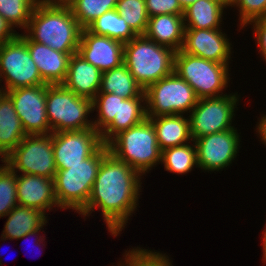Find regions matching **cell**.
<instances>
[{
    "mask_svg": "<svg viewBox=\"0 0 266 266\" xmlns=\"http://www.w3.org/2000/svg\"><path fill=\"white\" fill-rule=\"evenodd\" d=\"M140 179L137 170L108 152L101 161L87 205L79 214L86 217L99 208L111 235L118 236L137 209Z\"/></svg>",
    "mask_w": 266,
    "mask_h": 266,
    "instance_id": "cell-1",
    "label": "cell"
},
{
    "mask_svg": "<svg viewBox=\"0 0 266 266\" xmlns=\"http://www.w3.org/2000/svg\"><path fill=\"white\" fill-rule=\"evenodd\" d=\"M82 30L70 6L39 0L24 33L31 41L47 45L53 50L77 53Z\"/></svg>",
    "mask_w": 266,
    "mask_h": 266,
    "instance_id": "cell-2",
    "label": "cell"
},
{
    "mask_svg": "<svg viewBox=\"0 0 266 266\" xmlns=\"http://www.w3.org/2000/svg\"><path fill=\"white\" fill-rule=\"evenodd\" d=\"M175 52L145 35H137L124 43L123 63L145 90L149 85L174 72Z\"/></svg>",
    "mask_w": 266,
    "mask_h": 266,
    "instance_id": "cell-3",
    "label": "cell"
},
{
    "mask_svg": "<svg viewBox=\"0 0 266 266\" xmlns=\"http://www.w3.org/2000/svg\"><path fill=\"white\" fill-rule=\"evenodd\" d=\"M106 145L114 157L142 176L161 162L162 151L157 143L156 131L147 117L139 124L121 131Z\"/></svg>",
    "mask_w": 266,
    "mask_h": 266,
    "instance_id": "cell-4",
    "label": "cell"
},
{
    "mask_svg": "<svg viewBox=\"0 0 266 266\" xmlns=\"http://www.w3.org/2000/svg\"><path fill=\"white\" fill-rule=\"evenodd\" d=\"M108 152L107 145L102 144L81 164L57 169L54 181L60 209L70 208L80 213L86 207L101 161Z\"/></svg>",
    "mask_w": 266,
    "mask_h": 266,
    "instance_id": "cell-5",
    "label": "cell"
},
{
    "mask_svg": "<svg viewBox=\"0 0 266 266\" xmlns=\"http://www.w3.org/2000/svg\"><path fill=\"white\" fill-rule=\"evenodd\" d=\"M92 100L77 96L62 84H47L46 113L52 133L94 128L88 120Z\"/></svg>",
    "mask_w": 266,
    "mask_h": 266,
    "instance_id": "cell-6",
    "label": "cell"
},
{
    "mask_svg": "<svg viewBox=\"0 0 266 266\" xmlns=\"http://www.w3.org/2000/svg\"><path fill=\"white\" fill-rule=\"evenodd\" d=\"M174 72L194 89L198 98L225 95L223 91L230 81L227 64L196 57L182 50L175 52Z\"/></svg>",
    "mask_w": 266,
    "mask_h": 266,
    "instance_id": "cell-7",
    "label": "cell"
},
{
    "mask_svg": "<svg viewBox=\"0 0 266 266\" xmlns=\"http://www.w3.org/2000/svg\"><path fill=\"white\" fill-rule=\"evenodd\" d=\"M144 93L147 118L184 115L191 112L199 99L194 89L175 72L149 85Z\"/></svg>",
    "mask_w": 266,
    "mask_h": 266,
    "instance_id": "cell-8",
    "label": "cell"
},
{
    "mask_svg": "<svg viewBox=\"0 0 266 266\" xmlns=\"http://www.w3.org/2000/svg\"><path fill=\"white\" fill-rule=\"evenodd\" d=\"M0 78L5 80V87H0L2 92L46 84L30 56L25 33L0 44Z\"/></svg>",
    "mask_w": 266,
    "mask_h": 266,
    "instance_id": "cell-9",
    "label": "cell"
},
{
    "mask_svg": "<svg viewBox=\"0 0 266 266\" xmlns=\"http://www.w3.org/2000/svg\"><path fill=\"white\" fill-rule=\"evenodd\" d=\"M52 142L53 133L26 135L3 162L15 173L54 178L57 167Z\"/></svg>",
    "mask_w": 266,
    "mask_h": 266,
    "instance_id": "cell-10",
    "label": "cell"
},
{
    "mask_svg": "<svg viewBox=\"0 0 266 266\" xmlns=\"http://www.w3.org/2000/svg\"><path fill=\"white\" fill-rule=\"evenodd\" d=\"M238 93L199 98L188 118L193 141L203 136L235 128L232 120L239 103Z\"/></svg>",
    "mask_w": 266,
    "mask_h": 266,
    "instance_id": "cell-11",
    "label": "cell"
},
{
    "mask_svg": "<svg viewBox=\"0 0 266 266\" xmlns=\"http://www.w3.org/2000/svg\"><path fill=\"white\" fill-rule=\"evenodd\" d=\"M27 135L52 133L46 113L47 84L19 87L5 92Z\"/></svg>",
    "mask_w": 266,
    "mask_h": 266,
    "instance_id": "cell-12",
    "label": "cell"
},
{
    "mask_svg": "<svg viewBox=\"0 0 266 266\" xmlns=\"http://www.w3.org/2000/svg\"><path fill=\"white\" fill-rule=\"evenodd\" d=\"M53 153L57 169L81 164L102 144L101 135L95 128L53 133Z\"/></svg>",
    "mask_w": 266,
    "mask_h": 266,
    "instance_id": "cell-13",
    "label": "cell"
},
{
    "mask_svg": "<svg viewBox=\"0 0 266 266\" xmlns=\"http://www.w3.org/2000/svg\"><path fill=\"white\" fill-rule=\"evenodd\" d=\"M239 137L237 129L233 128L195 139L198 168L211 172L229 166L239 152Z\"/></svg>",
    "mask_w": 266,
    "mask_h": 266,
    "instance_id": "cell-14",
    "label": "cell"
},
{
    "mask_svg": "<svg viewBox=\"0 0 266 266\" xmlns=\"http://www.w3.org/2000/svg\"><path fill=\"white\" fill-rule=\"evenodd\" d=\"M221 31V29H185L181 50L196 57L229 65L232 44L227 35Z\"/></svg>",
    "mask_w": 266,
    "mask_h": 266,
    "instance_id": "cell-15",
    "label": "cell"
},
{
    "mask_svg": "<svg viewBox=\"0 0 266 266\" xmlns=\"http://www.w3.org/2000/svg\"><path fill=\"white\" fill-rule=\"evenodd\" d=\"M77 53L103 73L123 63L124 43L84 28Z\"/></svg>",
    "mask_w": 266,
    "mask_h": 266,
    "instance_id": "cell-16",
    "label": "cell"
},
{
    "mask_svg": "<svg viewBox=\"0 0 266 266\" xmlns=\"http://www.w3.org/2000/svg\"><path fill=\"white\" fill-rule=\"evenodd\" d=\"M18 205L38 209L46 214L58 207L54 178L16 173Z\"/></svg>",
    "mask_w": 266,
    "mask_h": 266,
    "instance_id": "cell-17",
    "label": "cell"
},
{
    "mask_svg": "<svg viewBox=\"0 0 266 266\" xmlns=\"http://www.w3.org/2000/svg\"><path fill=\"white\" fill-rule=\"evenodd\" d=\"M25 43L44 82L49 85L62 84L66 78L70 58L74 53L53 50L47 45L31 41L26 35Z\"/></svg>",
    "mask_w": 266,
    "mask_h": 266,
    "instance_id": "cell-18",
    "label": "cell"
},
{
    "mask_svg": "<svg viewBox=\"0 0 266 266\" xmlns=\"http://www.w3.org/2000/svg\"><path fill=\"white\" fill-rule=\"evenodd\" d=\"M102 72L78 53L72 54L62 85L77 96L93 100L100 90Z\"/></svg>",
    "mask_w": 266,
    "mask_h": 266,
    "instance_id": "cell-19",
    "label": "cell"
},
{
    "mask_svg": "<svg viewBox=\"0 0 266 266\" xmlns=\"http://www.w3.org/2000/svg\"><path fill=\"white\" fill-rule=\"evenodd\" d=\"M144 35L174 51L181 50L185 35L183 15L161 14L149 17Z\"/></svg>",
    "mask_w": 266,
    "mask_h": 266,
    "instance_id": "cell-20",
    "label": "cell"
},
{
    "mask_svg": "<svg viewBox=\"0 0 266 266\" xmlns=\"http://www.w3.org/2000/svg\"><path fill=\"white\" fill-rule=\"evenodd\" d=\"M11 98L0 91V158L3 161L26 136Z\"/></svg>",
    "mask_w": 266,
    "mask_h": 266,
    "instance_id": "cell-21",
    "label": "cell"
},
{
    "mask_svg": "<svg viewBox=\"0 0 266 266\" xmlns=\"http://www.w3.org/2000/svg\"><path fill=\"white\" fill-rule=\"evenodd\" d=\"M149 119L155 128L157 143L161 151L193 141L189 118L173 114Z\"/></svg>",
    "mask_w": 266,
    "mask_h": 266,
    "instance_id": "cell-22",
    "label": "cell"
},
{
    "mask_svg": "<svg viewBox=\"0 0 266 266\" xmlns=\"http://www.w3.org/2000/svg\"><path fill=\"white\" fill-rule=\"evenodd\" d=\"M228 0H198L184 9L185 29H220ZM187 21V22H186Z\"/></svg>",
    "mask_w": 266,
    "mask_h": 266,
    "instance_id": "cell-23",
    "label": "cell"
},
{
    "mask_svg": "<svg viewBox=\"0 0 266 266\" xmlns=\"http://www.w3.org/2000/svg\"><path fill=\"white\" fill-rule=\"evenodd\" d=\"M6 216L7 222L1 234V240L21 239L27 233L43 228L47 223V216L42 211L17 205Z\"/></svg>",
    "mask_w": 266,
    "mask_h": 266,
    "instance_id": "cell-24",
    "label": "cell"
},
{
    "mask_svg": "<svg viewBox=\"0 0 266 266\" xmlns=\"http://www.w3.org/2000/svg\"><path fill=\"white\" fill-rule=\"evenodd\" d=\"M143 103V104H142ZM145 93L136 98L124 99L120 102L119 122H111L101 133L103 144H107L121 131L133 127L146 118Z\"/></svg>",
    "mask_w": 266,
    "mask_h": 266,
    "instance_id": "cell-25",
    "label": "cell"
},
{
    "mask_svg": "<svg viewBox=\"0 0 266 266\" xmlns=\"http://www.w3.org/2000/svg\"><path fill=\"white\" fill-rule=\"evenodd\" d=\"M143 92V88L137 83L124 63L102 73L98 93H113L124 99H129L136 98Z\"/></svg>",
    "mask_w": 266,
    "mask_h": 266,
    "instance_id": "cell-26",
    "label": "cell"
},
{
    "mask_svg": "<svg viewBox=\"0 0 266 266\" xmlns=\"http://www.w3.org/2000/svg\"><path fill=\"white\" fill-rule=\"evenodd\" d=\"M87 29L96 35L107 36L123 43L137 36L115 9L98 17Z\"/></svg>",
    "mask_w": 266,
    "mask_h": 266,
    "instance_id": "cell-27",
    "label": "cell"
},
{
    "mask_svg": "<svg viewBox=\"0 0 266 266\" xmlns=\"http://www.w3.org/2000/svg\"><path fill=\"white\" fill-rule=\"evenodd\" d=\"M185 143L162 151L161 164H164L165 171L185 174L197 165V148L195 142L193 145Z\"/></svg>",
    "mask_w": 266,
    "mask_h": 266,
    "instance_id": "cell-28",
    "label": "cell"
},
{
    "mask_svg": "<svg viewBox=\"0 0 266 266\" xmlns=\"http://www.w3.org/2000/svg\"><path fill=\"white\" fill-rule=\"evenodd\" d=\"M124 100L113 93H97L92 100V109L98 112L97 120H92L94 128L101 133L111 122H119L120 102Z\"/></svg>",
    "mask_w": 266,
    "mask_h": 266,
    "instance_id": "cell-29",
    "label": "cell"
},
{
    "mask_svg": "<svg viewBox=\"0 0 266 266\" xmlns=\"http://www.w3.org/2000/svg\"><path fill=\"white\" fill-rule=\"evenodd\" d=\"M118 0H75L69 6L74 18L84 29L106 12L114 10Z\"/></svg>",
    "mask_w": 266,
    "mask_h": 266,
    "instance_id": "cell-30",
    "label": "cell"
},
{
    "mask_svg": "<svg viewBox=\"0 0 266 266\" xmlns=\"http://www.w3.org/2000/svg\"><path fill=\"white\" fill-rule=\"evenodd\" d=\"M39 0H0V16L14 29H26Z\"/></svg>",
    "mask_w": 266,
    "mask_h": 266,
    "instance_id": "cell-31",
    "label": "cell"
},
{
    "mask_svg": "<svg viewBox=\"0 0 266 266\" xmlns=\"http://www.w3.org/2000/svg\"><path fill=\"white\" fill-rule=\"evenodd\" d=\"M115 10L136 35L145 34L149 20L145 0H118Z\"/></svg>",
    "mask_w": 266,
    "mask_h": 266,
    "instance_id": "cell-32",
    "label": "cell"
},
{
    "mask_svg": "<svg viewBox=\"0 0 266 266\" xmlns=\"http://www.w3.org/2000/svg\"><path fill=\"white\" fill-rule=\"evenodd\" d=\"M0 165V218L18 205L16 173L2 161ZM4 165V166H3Z\"/></svg>",
    "mask_w": 266,
    "mask_h": 266,
    "instance_id": "cell-33",
    "label": "cell"
},
{
    "mask_svg": "<svg viewBox=\"0 0 266 266\" xmlns=\"http://www.w3.org/2000/svg\"><path fill=\"white\" fill-rule=\"evenodd\" d=\"M126 252L123 255L124 266H173L169 257L161 252H153L140 247H134Z\"/></svg>",
    "mask_w": 266,
    "mask_h": 266,
    "instance_id": "cell-34",
    "label": "cell"
},
{
    "mask_svg": "<svg viewBox=\"0 0 266 266\" xmlns=\"http://www.w3.org/2000/svg\"><path fill=\"white\" fill-rule=\"evenodd\" d=\"M231 7L239 8L240 28L255 19L266 17V0H228Z\"/></svg>",
    "mask_w": 266,
    "mask_h": 266,
    "instance_id": "cell-35",
    "label": "cell"
},
{
    "mask_svg": "<svg viewBox=\"0 0 266 266\" xmlns=\"http://www.w3.org/2000/svg\"><path fill=\"white\" fill-rule=\"evenodd\" d=\"M145 6L149 17L161 14H184L178 0H145Z\"/></svg>",
    "mask_w": 266,
    "mask_h": 266,
    "instance_id": "cell-36",
    "label": "cell"
},
{
    "mask_svg": "<svg viewBox=\"0 0 266 266\" xmlns=\"http://www.w3.org/2000/svg\"><path fill=\"white\" fill-rule=\"evenodd\" d=\"M248 24H253L252 28L254 29L253 33L256 38L255 42H257L259 52L266 62V17L255 19Z\"/></svg>",
    "mask_w": 266,
    "mask_h": 266,
    "instance_id": "cell-37",
    "label": "cell"
},
{
    "mask_svg": "<svg viewBox=\"0 0 266 266\" xmlns=\"http://www.w3.org/2000/svg\"><path fill=\"white\" fill-rule=\"evenodd\" d=\"M0 16V44L11 40L18 33Z\"/></svg>",
    "mask_w": 266,
    "mask_h": 266,
    "instance_id": "cell-38",
    "label": "cell"
},
{
    "mask_svg": "<svg viewBox=\"0 0 266 266\" xmlns=\"http://www.w3.org/2000/svg\"><path fill=\"white\" fill-rule=\"evenodd\" d=\"M257 123V128L255 130H257L256 132L260 136L262 144L264 143V145H266V115L263 114V116H261V119Z\"/></svg>",
    "mask_w": 266,
    "mask_h": 266,
    "instance_id": "cell-39",
    "label": "cell"
},
{
    "mask_svg": "<svg viewBox=\"0 0 266 266\" xmlns=\"http://www.w3.org/2000/svg\"><path fill=\"white\" fill-rule=\"evenodd\" d=\"M49 4L69 6L75 0H44Z\"/></svg>",
    "mask_w": 266,
    "mask_h": 266,
    "instance_id": "cell-40",
    "label": "cell"
},
{
    "mask_svg": "<svg viewBox=\"0 0 266 266\" xmlns=\"http://www.w3.org/2000/svg\"><path fill=\"white\" fill-rule=\"evenodd\" d=\"M264 227H265V229L262 233L263 234V238H262L263 239L262 240L263 241V243H262L263 249L262 250H263V258H264L263 260H264V263H266V224Z\"/></svg>",
    "mask_w": 266,
    "mask_h": 266,
    "instance_id": "cell-41",
    "label": "cell"
},
{
    "mask_svg": "<svg viewBox=\"0 0 266 266\" xmlns=\"http://www.w3.org/2000/svg\"><path fill=\"white\" fill-rule=\"evenodd\" d=\"M178 1H179V4L181 5L182 9L184 10L189 5H191L192 3H195L198 0H178Z\"/></svg>",
    "mask_w": 266,
    "mask_h": 266,
    "instance_id": "cell-42",
    "label": "cell"
},
{
    "mask_svg": "<svg viewBox=\"0 0 266 266\" xmlns=\"http://www.w3.org/2000/svg\"><path fill=\"white\" fill-rule=\"evenodd\" d=\"M41 229H42V228H39V229H37V230H34V231H32V232L27 233L25 236L22 237V239H23V238L30 237V236H33V235H34V236H35V235H38L37 233H39V231H41ZM33 246H34V245H33ZM36 246H37V245H36Z\"/></svg>",
    "mask_w": 266,
    "mask_h": 266,
    "instance_id": "cell-43",
    "label": "cell"
},
{
    "mask_svg": "<svg viewBox=\"0 0 266 266\" xmlns=\"http://www.w3.org/2000/svg\"><path fill=\"white\" fill-rule=\"evenodd\" d=\"M119 262H120V264L118 266H124V262L123 263H122V261H119Z\"/></svg>",
    "mask_w": 266,
    "mask_h": 266,
    "instance_id": "cell-44",
    "label": "cell"
}]
</instances>
